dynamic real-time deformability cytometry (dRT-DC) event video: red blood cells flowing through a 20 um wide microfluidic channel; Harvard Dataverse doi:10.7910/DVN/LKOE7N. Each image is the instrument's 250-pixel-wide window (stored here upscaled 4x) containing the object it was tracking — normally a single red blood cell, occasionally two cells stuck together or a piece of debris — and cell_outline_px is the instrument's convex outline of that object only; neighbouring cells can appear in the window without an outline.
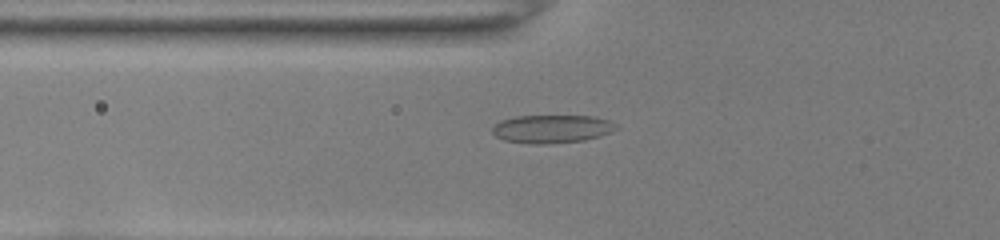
{"species": "common noctule bat (a hibernating species)", "species_latin": "Nyctalus noctula", "temperature_condition": "room temperature", "stored_images_in_passage": 42, "camera_frame_rate_fps": 3000, "um_per_image_px": 0.085, "animal": {"sex": "female", "body_mass_g": 22.0, "forearm_length_mm": 56.7}, "frame": {"image": 1, "passage_image": 11, "time_ms": 3.333, "image_size_px": [1000, 240], "cell_outline_px": [[620, 128], [600, 136], [584, 140], [548, 144], [532, 144], [504, 140], [496, 136], [492, 132], [492, 128], [500, 120], [516, 116], [592, 116], [608, 120], [616, 124]], "centroid_in_image_um": [46.91, 10.96], "position_along_channel_um": 78.9, "area_um2": 20.35}}
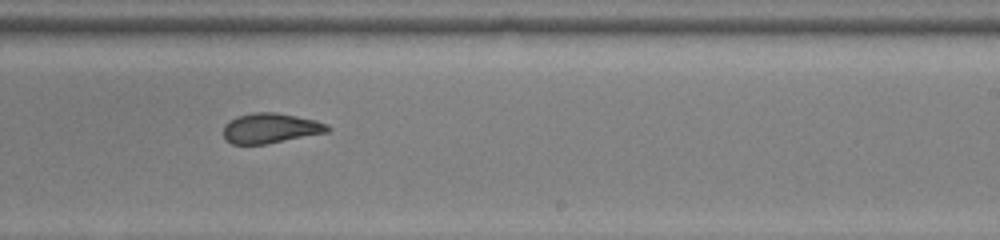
{"frame": {"image": 2, "passage_image": 25, "time_ms": 8.0, "image_size_px": [1000, 240], "cell_outline_px": [[332, 128], [328, 132], [264, 144], [232, 144], [224, 136], [224, 124], [228, 120], [236, 116], [252, 112], [276, 112], [316, 120], [328, 124]], "centroid_in_image_um": [22.99, 10.88], "position_along_channel_um": 266.0, "area_um2": 18.26}}
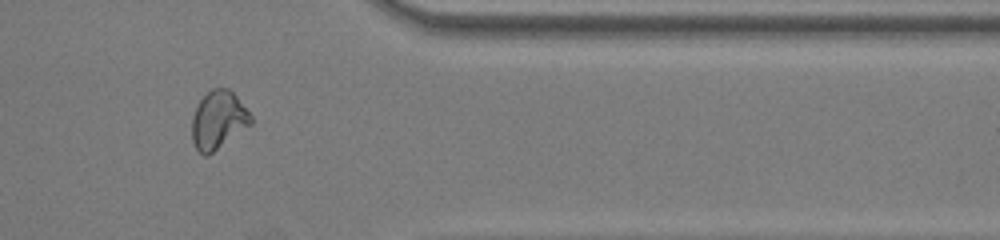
{"frame": {"image": 3, "passage_image": 35, "time_ms": 11.333, "image_size_px": [1000, 240], "cell_outline_px": [[252, 124], [208, 156], [204, 156], [196, 148], [192, 140], [192, 116], [200, 100], [212, 88], [228, 88], [236, 96], [252, 116]], "centroid_in_image_um": [18.55, 10.22], "position_along_channel_um": 392.8, "area_um2": 19.83}, "authors_computed_cell_mechanics": {"area_um2": 19.4497, "velocity_mm_per_s": 4.0325, "shape_relaxation_time_tau1_ms": null, "shape_relaxation_time_tau2_ms": 0.766, "deformation_change_tau1": null, "deformation_change_tau2": 0.0593}}